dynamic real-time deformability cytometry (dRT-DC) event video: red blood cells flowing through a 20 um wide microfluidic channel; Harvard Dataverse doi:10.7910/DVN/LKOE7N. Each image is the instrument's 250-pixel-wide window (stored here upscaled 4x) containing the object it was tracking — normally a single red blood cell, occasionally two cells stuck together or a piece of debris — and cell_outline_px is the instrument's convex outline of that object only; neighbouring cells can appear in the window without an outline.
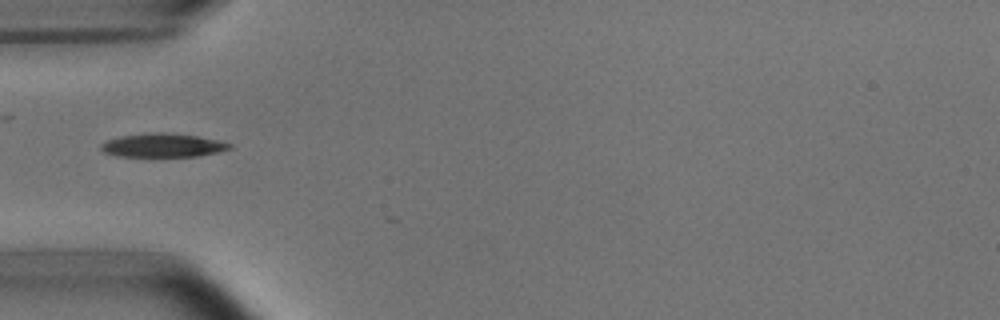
{"species": "common noctule bat (a hibernating species)", "species_latin": "Nyctalus noctula", "temperature_condition": "room temperature", "stored_images_in_passage": 3, "camera_frame_rate_fps": 3000, "um_per_image_px": 0.085, "animal": {"sex": "male", "body_mass_g": 15.6}, "frame": {"image": 1, "passage_image": 3, "time_ms": 2.333, "image_size_px": [1000, 320], "cell_outline_px": [[232, 148], [216, 152], [196, 156], [116, 156], [104, 152], [100, 148], [100, 144], [108, 140], [120, 136], [148, 132], [160, 132], [196, 136], [216, 140], [232, 144]], "centroid_in_image_um": [13.79, 12.34], "position_along_channel_um": 71.2, "area_um2": 17.51}}